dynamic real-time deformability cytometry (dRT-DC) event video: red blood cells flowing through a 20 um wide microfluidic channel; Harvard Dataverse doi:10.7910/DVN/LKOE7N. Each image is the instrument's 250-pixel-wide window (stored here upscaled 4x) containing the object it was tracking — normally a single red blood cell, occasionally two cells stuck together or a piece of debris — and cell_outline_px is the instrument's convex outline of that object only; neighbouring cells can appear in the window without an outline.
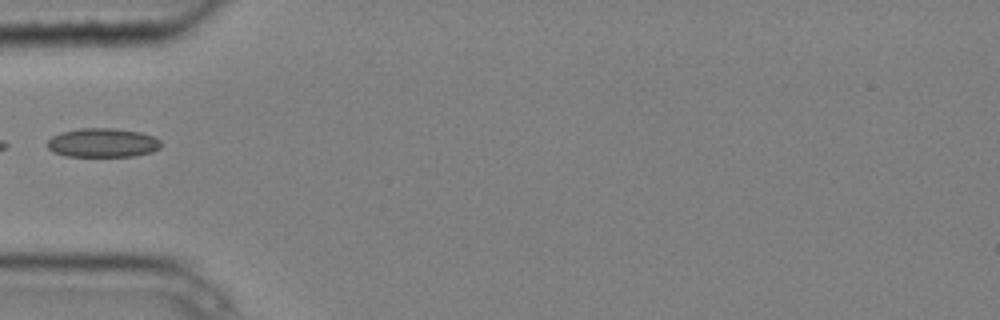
{"species": "common noctule bat (a hibernating species)", "species_latin": "Nyctalus noctula", "temperature_condition": "cold", "stored_images_in_passage": 4, "camera_frame_rate_fps": 3000, "um_per_image_px": 0.085, "animal": {"sex": "male", "body_mass_g": 20.4}, "frame": {"image": 1, "passage_image": 4, "time_ms": 1.0, "image_size_px": [1000, 320], "cell_outline_px": [[160, 148], [152, 152], [132, 156], [64, 156], [52, 152], [48, 148], [48, 140], [52, 136], [60, 132], [80, 128], [112, 128], [140, 132], [152, 136], [160, 140]], "centroid_in_image_um": [8.7, 12.13], "position_along_channel_um": 76.3, "area_um2": 19.25}}